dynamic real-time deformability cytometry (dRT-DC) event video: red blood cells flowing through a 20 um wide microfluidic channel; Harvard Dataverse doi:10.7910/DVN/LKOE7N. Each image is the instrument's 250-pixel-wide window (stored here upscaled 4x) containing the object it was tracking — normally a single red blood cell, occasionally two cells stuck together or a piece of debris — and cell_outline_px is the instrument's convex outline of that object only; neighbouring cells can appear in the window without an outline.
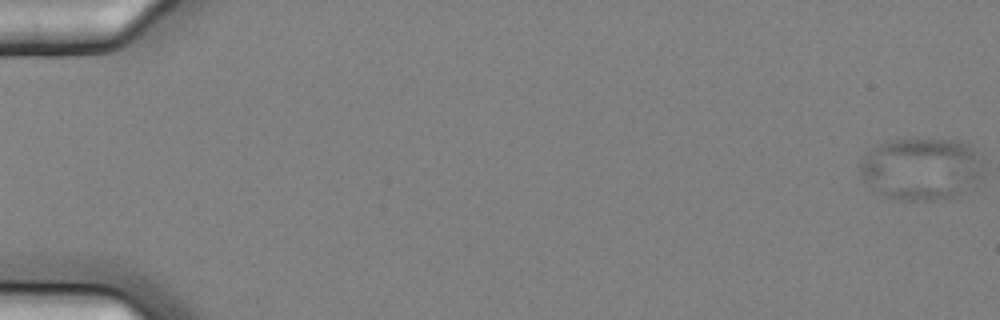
{"species": "common noctule bat (a hibernating species)", "species_latin": "Nyctalus noctula", "temperature_condition": "cold", "stored_images_in_passage": 26, "camera_frame_rate_fps": 3000, "um_per_image_px": 0.085, "animal": {"sex": "female", "body_mass_g": 25.1}, "frame": {"image": 1, "passage_image": 1, "time_ms": 0.0, "image_size_px": [1000, 320], "cell_outline_px": [[984, 176], [972, 188], [952, 196], [932, 200], [896, 200], [884, 196], [872, 188], [864, 180], [856, 164], [876, 144], [896, 140], [956, 140], [968, 144], [984, 160]], "centroid_in_image_um": [78.33, 14.36], "position_along_channel_um": 6.7, "area_um2": 45.2}}
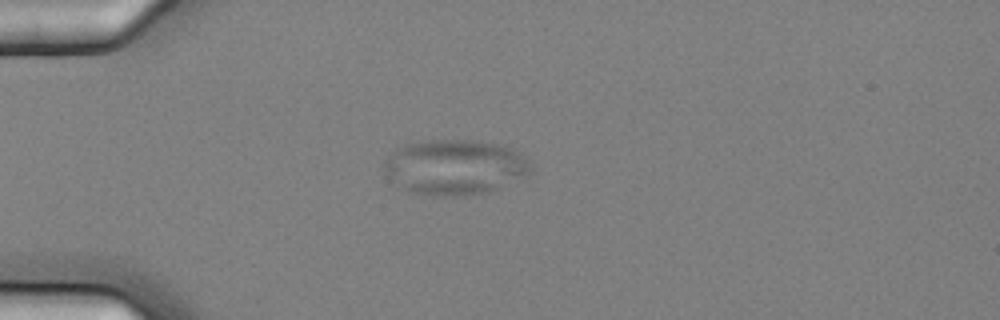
{"frame": {"image": 2, "passage_image": 17, "time_ms": 5.333, "image_size_px": [1000, 320], "cell_outline_px": [[532, 168], [524, 176], [488, 192], [464, 196], [444, 196], [408, 192], [384, 172], [384, 164], [396, 148], [420, 140], [476, 140], [504, 144], [520, 152], [528, 160]], "centroid_in_image_um": [38.69, 14.18], "position_along_channel_um": 46.3, "area_um2": 47.05}}
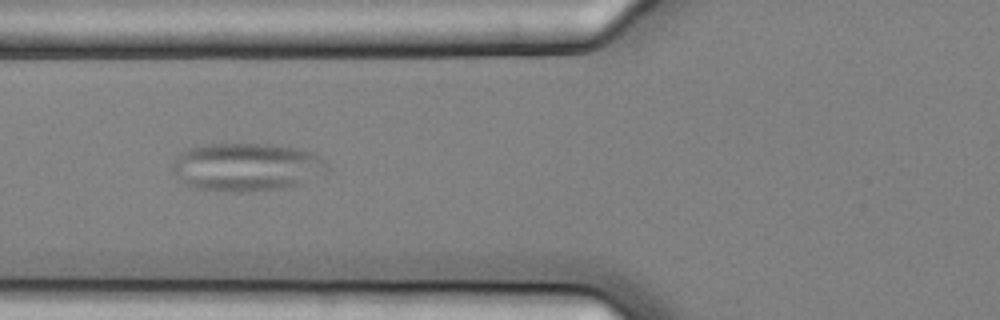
{"frame": {"image": 3, "passage_image": 24, "time_ms": 7.667, "image_size_px": [1000, 320], "cell_outline_px": [[328, 168], [324, 172], [304, 184], [284, 188], [248, 192], [236, 192], [200, 188], [188, 184], [180, 180], [172, 172], [172, 160], [180, 152], [188, 148], [204, 144], [272, 144], [296, 148], [312, 152], [328, 160]], "centroid_in_image_um": [20.98, 14.19], "position_along_channel_um": 104.8, "area_um2": 43.81}}